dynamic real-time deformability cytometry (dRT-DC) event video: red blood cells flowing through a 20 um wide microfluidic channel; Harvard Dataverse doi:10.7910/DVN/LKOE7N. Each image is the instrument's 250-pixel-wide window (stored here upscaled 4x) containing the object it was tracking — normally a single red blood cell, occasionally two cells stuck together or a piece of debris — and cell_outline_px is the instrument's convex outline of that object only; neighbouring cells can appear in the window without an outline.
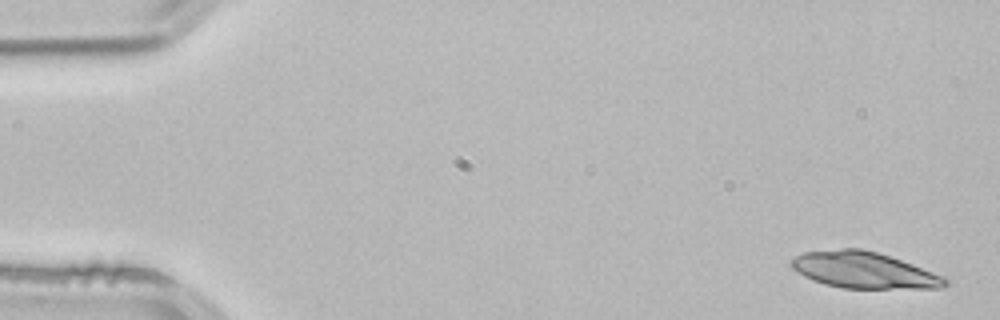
{"species": "common noctule bat (a hibernating species)", "species_latin": "Nyctalus noctula", "temperature_condition": "room temperature", "stored_images_in_passage": 4, "camera_frame_rate_fps": 3000, "um_per_image_px": 0.085, "animal": {"sex": "male", "body_mass_g": 21.5, "forearm_length_mm": 52.0}, "frame": {"image": 1, "passage_image": 1, "time_ms": 0.0, "image_size_px": [1000, 320], "cell_outline_px": [[948, 284], [940, 288], [840, 288], [824, 284], [812, 280], [804, 276], [792, 268], [788, 264], [788, 260], [792, 256], [804, 252], [840, 248], [860, 248], [876, 252], [912, 264], [944, 276], [948, 280]], "centroid_in_image_um": [73.36, 22.96], "position_along_channel_um": 11.6, "area_um2": 32.66}}